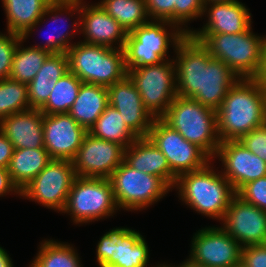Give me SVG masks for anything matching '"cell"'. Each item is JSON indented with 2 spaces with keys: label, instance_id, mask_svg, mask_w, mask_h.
Segmentation results:
<instances>
[{
  "label": "cell",
  "instance_id": "cell-5",
  "mask_svg": "<svg viewBox=\"0 0 266 267\" xmlns=\"http://www.w3.org/2000/svg\"><path fill=\"white\" fill-rule=\"evenodd\" d=\"M161 119L213 160L220 145L215 110L177 95Z\"/></svg>",
  "mask_w": 266,
  "mask_h": 267
},
{
  "label": "cell",
  "instance_id": "cell-33",
  "mask_svg": "<svg viewBox=\"0 0 266 267\" xmlns=\"http://www.w3.org/2000/svg\"><path fill=\"white\" fill-rule=\"evenodd\" d=\"M83 82L70 71L53 87L47 102L39 109L43 114L68 113Z\"/></svg>",
  "mask_w": 266,
  "mask_h": 267
},
{
  "label": "cell",
  "instance_id": "cell-12",
  "mask_svg": "<svg viewBox=\"0 0 266 267\" xmlns=\"http://www.w3.org/2000/svg\"><path fill=\"white\" fill-rule=\"evenodd\" d=\"M71 160L52 159L46 167L21 190L20 197L35 201L60 213L76 178Z\"/></svg>",
  "mask_w": 266,
  "mask_h": 267
},
{
  "label": "cell",
  "instance_id": "cell-16",
  "mask_svg": "<svg viewBox=\"0 0 266 267\" xmlns=\"http://www.w3.org/2000/svg\"><path fill=\"white\" fill-rule=\"evenodd\" d=\"M223 228L242 248L266 244V211L235 195L221 221Z\"/></svg>",
  "mask_w": 266,
  "mask_h": 267
},
{
  "label": "cell",
  "instance_id": "cell-6",
  "mask_svg": "<svg viewBox=\"0 0 266 267\" xmlns=\"http://www.w3.org/2000/svg\"><path fill=\"white\" fill-rule=\"evenodd\" d=\"M186 35L177 25L168 21L150 20L133 29L127 33L123 46L127 71L172 60L168 59L169 47L175 50Z\"/></svg>",
  "mask_w": 266,
  "mask_h": 267
},
{
  "label": "cell",
  "instance_id": "cell-15",
  "mask_svg": "<svg viewBox=\"0 0 266 267\" xmlns=\"http://www.w3.org/2000/svg\"><path fill=\"white\" fill-rule=\"evenodd\" d=\"M125 148L87 133L72 160L77 177L109 179L124 161Z\"/></svg>",
  "mask_w": 266,
  "mask_h": 267
},
{
  "label": "cell",
  "instance_id": "cell-44",
  "mask_svg": "<svg viewBox=\"0 0 266 267\" xmlns=\"http://www.w3.org/2000/svg\"><path fill=\"white\" fill-rule=\"evenodd\" d=\"M185 262H182V263H180L179 265H177V266H171L170 264H165L167 267H206V266H202V265H198V264H195V263H193V262H191L190 260H188V259H186V260H184Z\"/></svg>",
  "mask_w": 266,
  "mask_h": 267
},
{
  "label": "cell",
  "instance_id": "cell-23",
  "mask_svg": "<svg viewBox=\"0 0 266 267\" xmlns=\"http://www.w3.org/2000/svg\"><path fill=\"white\" fill-rule=\"evenodd\" d=\"M43 115L39 109L32 108L8 115L0 120V131L14 149H45Z\"/></svg>",
  "mask_w": 266,
  "mask_h": 267
},
{
  "label": "cell",
  "instance_id": "cell-10",
  "mask_svg": "<svg viewBox=\"0 0 266 267\" xmlns=\"http://www.w3.org/2000/svg\"><path fill=\"white\" fill-rule=\"evenodd\" d=\"M127 76L138 90L145 108L161 118L177 96L175 61L129 69Z\"/></svg>",
  "mask_w": 266,
  "mask_h": 267
},
{
  "label": "cell",
  "instance_id": "cell-35",
  "mask_svg": "<svg viewBox=\"0 0 266 267\" xmlns=\"http://www.w3.org/2000/svg\"><path fill=\"white\" fill-rule=\"evenodd\" d=\"M204 6V0H175V25L189 34L192 29L186 24L199 17L202 18Z\"/></svg>",
  "mask_w": 266,
  "mask_h": 267
},
{
  "label": "cell",
  "instance_id": "cell-8",
  "mask_svg": "<svg viewBox=\"0 0 266 267\" xmlns=\"http://www.w3.org/2000/svg\"><path fill=\"white\" fill-rule=\"evenodd\" d=\"M117 210L109 179L76 177L62 213H69L73 223L79 225L109 218Z\"/></svg>",
  "mask_w": 266,
  "mask_h": 267
},
{
  "label": "cell",
  "instance_id": "cell-26",
  "mask_svg": "<svg viewBox=\"0 0 266 267\" xmlns=\"http://www.w3.org/2000/svg\"><path fill=\"white\" fill-rule=\"evenodd\" d=\"M108 105L107 87L82 83L68 113L80 126L89 131Z\"/></svg>",
  "mask_w": 266,
  "mask_h": 267
},
{
  "label": "cell",
  "instance_id": "cell-32",
  "mask_svg": "<svg viewBox=\"0 0 266 267\" xmlns=\"http://www.w3.org/2000/svg\"><path fill=\"white\" fill-rule=\"evenodd\" d=\"M78 255L72 244L46 239L29 267H83Z\"/></svg>",
  "mask_w": 266,
  "mask_h": 267
},
{
  "label": "cell",
  "instance_id": "cell-21",
  "mask_svg": "<svg viewBox=\"0 0 266 267\" xmlns=\"http://www.w3.org/2000/svg\"><path fill=\"white\" fill-rule=\"evenodd\" d=\"M86 4L81 0L79 33L85 38L81 42L123 49L127 38L124 28L97 3Z\"/></svg>",
  "mask_w": 266,
  "mask_h": 267
},
{
  "label": "cell",
  "instance_id": "cell-13",
  "mask_svg": "<svg viewBox=\"0 0 266 267\" xmlns=\"http://www.w3.org/2000/svg\"><path fill=\"white\" fill-rule=\"evenodd\" d=\"M165 155L170 170L180 174L204 168L212 159L197 145L184 139L161 118H155L147 136Z\"/></svg>",
  "mask_w": 266,
  "mask_h": 267
},
{
  "label": "cell",
  "instance_id": "cell-36",
  "mask_svg": "<svg viewBox=\"0 0 266 267\" xmlns=\"http://www.w3.org/2000/svg\"><path fill=\"white\" fill-rule=\"evenodd\" d=\"M21 39L20 35L9 31L6 34L0 32V80L9 78L13 55Z\"/></svg>",
  "mask_w": 266,
  "mask_h": 267
},
{
  "label": "cell",
  "instance_id": "cell-28",
  "mask_svg": "<svg viewBox=\"0 0 266 267\" xmlns=\"http://www.w3.org/2000/svg\"><path fill=\"white\" fill-rule=\"evenodd\" d=\"M6 13L7 31L22 36L36 24L52 0H1Z\"/></svg>",
  "mask_w": 266,
  "mask_h": 267
},
{
  "label": "cell",
  "instance_id": "cell-9",
  "mask_svg": "<svg viewBox=\"0 0 266 267\" xmlns=\"http://www.w3.org/2000/svg\"><path fill=\"white\" fill-rule=\"evenodd\" d=\"M118 208L140 211L160 201L172 188L160 177L143 173L123 161L109 178Z\"/></svg>",
  "mask_w": 266,
  "mask_h": 267
},
{
  "label": "cell",
  "instance_id": "cell-47",
  "mask_svg": "<svg viewBox=\"0 0 266 267\" xmlns=\"http://www.w3.org/2000/svg\"><path fill=\"white\" fill-rule=\"evenodd\" d=\"M151 267H167V266L165 265V262H164L163 264L159 265V263H158L157 265H154V266H151Z\"/></svg>",
  "mask_w": 266,
  "mask_h": 267
},
{
  "label": "cell",
  "instance_id": "cell-46",
  "mask_svg": "<svg viewBox=\"0 0 266 267\" xmlns=\"http://www.w3.org/2000/svg\"><path fill=\"white\" fill-rule=\"evenodd\" d=\"M224 1H236V0H204V3L208 4V3H217V2H224Z\"/></svg>",
  "mask_w": 266,
  "mask_h": 267
},
{
  "label": "cell",
  "instance_id": "cell-24",
  "mask_svg": "<svg viewBox=\"0 0 266 267\" xmlns=\"http://www.w3.org/2000/svg\"><path fill=\"white\" fill-rule=\"evenodd\" d=\"M124 161L132 168L162 178L172 189L177 176L170 170L165 155L148 137H138L124 151Z\"/></svg>",
  "mask_w": 266,
  "mask_h": 267
},
{
  "label": "cell",
  "instance_id": "cell-27",
  "mask_svg": "<svg viewBox=\"0 0 266 267\" xmlns=\"http://www.w3.org/2000/svg\"><path fill=\"white\" fill-rule=\"evenodd\" d=\"M51 160L46 149H14L7 169L12 181L21 191Z\"/></svg>",
  "mask_w": 266,
  "mask_h": 267
},
{
  "label": "cell",
  "instance_id": "cell-45",
  "mask_svg": "<svg viewBox=\"0 0 266 267\" xmlns=\"http://www.w3.org/2000/svg\"><path fill=\"white\" fill-rule=\"evenodd\" d=\"M260 79L266 83V36H265V53H264V67L260 76Z\"/></svg>",
  "mask_w": 266,
  "mask_h": 267
},
{
  "label": "cell",
  "instance_id": "cell-29",
  "mask_svg": "<svg viewBox=\"0 0 266 267\" xmlns=\"http://www.w3.org/2000/svg\"><path fill=\"white\" fill-rule=\"evenodd\" d=\"M88 133L95 138L118 143L125 149L138 138L125 124L120 112L110 104Z\"/></svg>",
  "mask_w": 266,
  "mask_h": 267
},
{
  "label": "cell",
  "instance_id": "cell-39",
  "mask_svg": "<svg viewBox=\"0 0 266 267\" xmlns=\"http://www.w3.org/2000/svg\"><path fill=\"white\" fill-rule=\"evenodd\" d=\"M239 142L251 153L266 162V123L261 127L251 130Z\"/></svg>",
  "mask_w": 266,
  "mask_h": 267
},
{
  "label": "cell",
  "instance_id": "cell-17",
  "mask_svg": "<svg viewBox=\"0 0 266 267\" xmlns=\"http://www.w3.org/2000/svg\"><path fill=\"white\" fill-rule=\"evenodd\" d=\"M44 148L51 159L73 160L88 131L69 113L43 115Z\"/></svg>",
  "mask_w": 266,
  "mask_h": 267
},
{
  "label": "cell",
  "instance_id": "cell-19",
  "mask_svg": "<svg viewBox=\"0 0 266 267\" xmlns=\"http://www.w3.org/2000/svg\"><path fill=\"white\" fill-rule=\"evenodd\" d=\"M80 11H81V0H52L47 6L40 20L32 27H30L21 37L24 41H26L28 37L31 36L30 34L34 32L33 31L35 30L34 28L39 27L40 25L39 23L40 22L42 23L43 20H44L43 22H45L46 17H49V19L53 22V24L54 23L58 24L59 21V23L62 22L65 26L68 23L63 22L62 18H66V16L69 15L68 18L65 19L67 22L68 19L70 20V16L72 17L75 16L74 14H76L78 16L76 17L78 20L75 19L73 24L71 25L68 24L66 25L68 27H65L69 28L71 26L73 30L64 31V29H62L63 24L61 23V25H58L59 27H55L53 31L51 30L53 34L51 33L49 36H47L46 43L38 45L34 44L31 46L47 50L50 53H66L75 44V42L74 43L70 42L72 40L71 38H74L73 36H75V34L77 35L78 32H80ZM63 15H65V17H60Z\"/></svg>",
  "mask_w": 266,
  "mask_h": 267
},
{
  "label": "cell",
  "instance_id": "cell-38",
  "mask_svg": "<svg viewBox=\"0 0 266 267\" xmlns=\"http://www.w3.org/2000/svg\"><path fill=\"white\" fill-rule=\"evenodd\" d=\"M145 4L150 20L175 24V0H145Z\"/></svg>",
  "mask_w": 266,
  "mask_h": 267
},
{
  "label": "cell",
  "instance_id": "cell-25",
  "mask_svg": "<svg viewBox=\"0 0 266 267\" xmlns=\"http://www.w3.org/2000/svg\"><path fill=\"white\" fill-rule=\"evenodd\" d=\"M67 72H69L67 53H51L34 79L27 84L30 108L40 109L47 102L56 82Z\"/></svg>",
  "mask_w": 266,
  "mask_h": 267
},
{
  "label": "cell",
  "instance_id": "cell-40",
  "mask_svg": "<svg viewBox=\"0 0 266 267\" xmlns=\"http://www.w3.org/2000/svg\"><path fill=\"white\" fill-rule=\"evenodd\" d=\"M240 263L244 267H266V244L242 248Z\"/></svg>",
  "mask_w": 266,
  "mask_h": 267
},
{
  "label": "cell",
  "instance_id": "cell-11",
  "mask_svg": "<svg viewBox=\"0 0 266 267\" xmlns=\"http://www.w3.org/2000/svg\"><path fill=\"white\" fill-rule=\"evenodd\" d=\"M99 267H147L149 249L139 231L116 227L106 232L96 246Z\"/></svg>",
  "mask_w": 266,
  "mask_h": 267
},
{
  "label": "cell",
  "instance_id": "cell-22",
  "mask_svg": "<svg viewBox=\"0 0 266 267\" xmlns=\"http://www.w3.org/2000/svg\"><path fill=\"white\" fill-rule=\"evenodd\" d=\"M204 14H207V23L198 30L193 29L189 35L238 34L247 31L252 24L249 9L238 0L205 4Z\"/></svg>",
  "mask_w": 266,
  "mask_h": 267
},
{
  "label": "cell",
  "instance_id": "cell-41",
  "mask_svg": "<svg viewBox=\"0 0 266 267\" xmlns=\"http://www.w3.org/2000/svg\"><path fill=\"white\" fill-rule=\"evenodd\" d=\"M10 192L21 195V191L12 181L8 169L0 167V197L8 195Z\"/></svg>",
  "mask_w": 266,
  "mask_h": 267
},
{
  "label": "cell",
  "instance_id": "cell-20",
  "mask_svg": "<svg viewBox=\"0 0 266 267\" xmlns=\"http://www.w3.org/2000/svg\"><path fill=\"white\" fill-rule=\"evenodd\" d=\"M109 104L116 108L128 128L137 137H147L154 117L145 108L142 98L131 79L126 76L107 87Z\"/></svg>",
  "mask_w": 266,
  "mask_h": 267
},
{
  "label": "cell",
  "instance_id": "cell-42",
  "mask_svg": "<svg viewBox=\"0 0 266 267\" xmlns=\"http://www.w3.org/2000/svg\"><path fill=\"white\" fill-rule=\"evenodd\" d=\"M13 151V144L0 131V167L8 168Z\"/></svg>",
  "mask_w": 266,
  "mask_h": 267
},
{
  "label": "cell",
  "instance_id": "cell-34",
  "mask_svg": "<svg viewBox=\"0 0 266 267\" xmlns=\"http://www.w3.org/2000/svg\"><path fill=\"white\" fill-rule=\"evenodd\" d=\"M29 109L27 84L11 78L0 80V120Z\"/></svg>",
  "mask_w": 266,
  "mask_h": 267
},
{
  "label": "cell",
  "instance_id": "cell-7",
  "mask_svg": "<svg viewBox=\"0 0 266 267\" xmlns=\"http://www.w3.org/2000/svg\"><path fill=\"white\" fill-rule=\"evenodd\" d=\"M66 53L69 71L83 83L109 87L127 76L123 49L77 42Z\"/></svg>",
  "mask_w": 266,
  "mask_h": 267
},
{
  "label": "cell",
  "instance_id": "cell-43",
  "mask_svg": "<svg viewBox=\"0 0 266 267\" xmlns=\"http://www.w3.org/2000/svg\"><path fill=\"white\" fill-rule=\"evenodd\" d=\"M0 267H14L12 259L2 247H0Z\"/></svg>",
  "mask_w": 266,
  "mask_h": 267
},
{
  "label": "cell",
  "instance_id": "cell-37",
  "mask_svg": "<svg viewBox=\"0 0 266 267\" xmlns=\"http://www.w3.org/2000/svg\"><path fill=\"white\" fill-rule=\"evenodd\" d=\"M236 195L243 201L266 211V176L246 183Z\"/></svg>",
  "mask_w": 266,
  "mask_h": 267
},
{
  "label": "cell",
  "instance_id": "cell-18",
  "mask_svg": "<svg viewBox=\"0 0 266 267\" xmlns=\"http://www.w3.org/2000/svg\"><path fill=\"white\" fill-rule=\"evenodd\" d=\"M222 163L220 171L237 192L246 183L266 176V162L239 141L220 142L214 157Z\"/></svg>",
  "mask_w": 266,
  "mask_h": 267
},
{
  "label": "cell",
  "instance_id": "cell-31",
  "mask_svg": "<svg viewBox=\"0 0 266 267\" xmlns=\"http://www.w3.org/2000/svg\"><path fill=\"white\" fill-rule=\"evenodd\" d=\"M24 42L21 39L15 49L9 78L28 84L34 79L51 53L31 46L24 47Z\"/></svg>",
  "mask_w": 266,
  "mask_h": 267
},
{
  "label": "cell",
  "instance_id": "cell-3",
  "mask_svg": "<svg viewBox=\"0 0 266 267\" xmlns=\"http://www.w3.org/2000/svg\"><path fill=\"white\" fill-rule=\"evenodd\" d=\"M212 164L210 161L200 170L180 174L173 189H177L179 199L191 210L220 222L236 192Z\"/></svg>",
  "mask_w": 266,
  "mask_h": 267
},
{
  "label": "cell",
  "instance_id": "cell-30",
  "mask_svg": "<svg viewBox=\"0 0 266 267\" xmlns=\"http://www.w3.org/2000/svg\"><path fill=\"white\" fill-rule=\"evenodd\" d=\"M129 33L149 22L145 0H101L97 3Z\"/></svg>",
  "mask_w": 266,
  "mask_h": 267
},
{
  "label": "cell",
  "instance_id": "cell-1",
  "mask_svg": "<svg viewBox=\"0 0 266 267\" xmlns=\"http://www.w3.org/2000/svg\"><path fill=\"white\" fill-rule=\"evenodd\" d=\"M177 95L217 111L229 89L240 79L223 61L187 34L174 50Z\"/></svg>",
  "mask_w": 266,
  "mask_h": 267
},
{
  "label": "cell",
  "instance_id": "cell-2",
  "mask_svg": "<svg viewBox=\"0 0 266 267\" xmlns=\"http://www.w3.org/2000/svg\"><path fill=\"white\" fill-rule=\"evenodd\" d=\"M220 142L239 141L266 123V83L260 78H240L216 111Z\"/></svg>",
  "mask_w": 266,
  "mask_h": 267
},
{
  "label": "cell",
  "instance_id": "cell-14",
  "mask_svg": "<svg viewBox=\"0 0 266 267\" xmlns=\"http://www.w3.org/2000/svg\"><path fill=\"white\" fill-rule=\"evenodd\" d=\"M188 260L206 267H238L242 247L221 227H205L194 233Z\"/></svg>",
  "mask_w": 266,
  "mask_h": 267
},
{
  "label": "cell",
  "instance_id": "cell-4",
  "mask_svg": "<svg viewBox=\"0 0 266 267\" xmlns=\"http://www.w3.org/2000/svg\"><path fill=\"white\" fill-rule=\"evenodd\" d=\"M252 26L238 34L190 35L200 41L214 59L223 61L239 78H260L264 67L265 37Z\"/></svg>",
  "mask_w": 266,
  "mask_h": 267
}]
</instances>
